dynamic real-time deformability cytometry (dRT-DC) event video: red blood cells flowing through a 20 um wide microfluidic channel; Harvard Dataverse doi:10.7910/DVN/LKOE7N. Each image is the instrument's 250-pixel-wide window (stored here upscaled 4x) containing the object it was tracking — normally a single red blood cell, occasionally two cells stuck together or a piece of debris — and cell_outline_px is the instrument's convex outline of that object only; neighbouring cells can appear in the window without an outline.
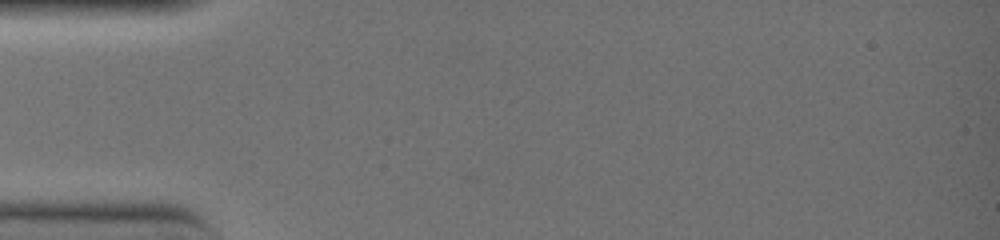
{"species": "common noctule bat (a hibernating species)", "species_latin": "Nyctalus noctula", "temperature_condition": "warm", "stored_images_in_passage": 4, "camera_frame_rate_fps": 3000, "um_per_image_px": 0.085, "animal": {"sex": "female", "body_mass_g": 19.0, "forearm_length_mm": 51.5}, "frame": {"image": 1, "passage_image": 1, "time_ms": 0.0, "image_size_px": [1000, 240], "cell_outline_px": [[156, 160], [152, 168], [36, 168], [28, 164], [24, 160], [56, 156], [148, 156]], "centroid_in_image_um": [7.88, 13.78], "position_along_channel_um": 77.1, "area_um2": 10.46}}